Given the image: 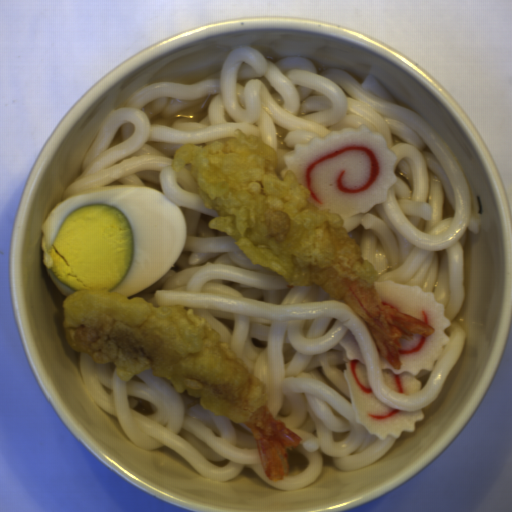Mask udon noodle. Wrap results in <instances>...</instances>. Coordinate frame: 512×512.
Masks as SVG:
<instances>
[{
  "label": "udon noodle",
  "mask_w": 512,
  "mask_h": 512,
  "mask_svg": "<svg viewBox=\"0 0 512 512\" xmlns=\"http://www.w3.org/2000/svg\"><path fill=\"white\" fill-rule=\"evenodd\" d=\"M369 125L397 153L398 183L388 200L344 222L378 282L420 286L444 304L451 340L433 371H421L420 392L400 395L384 385L377 349L365 324L318 284L287 287L253 265L224 233L208 227L207 209L185 166L174 171L179 146L201 145L242 129L284 155L299 143L346 127ZM107 185L155 188L186 220L176 261L147 289L129 297L193 309L265 384L273 418L301 437L290 449L289 475L268 479L256 440L243 423L204 410L187 389L143 371L129 381L113 362L81 353L83 382L95 405L115 417L137 449L169 447L210 481L245 468L280 489H303L325 462L356 470L380 461L397 442L380 439L354 418L343 346L352 331L383 404L422 411L443 392L466 336L456 318L465 303V247L480 231L466 177L443 140L414 110L395 102L373 74L320 73L307 57L274 61L251 46L210 48L161 66L143 88L104 118L63 201Z\"/></svg>",
  "instance_id": "d5520da0"
}]
</instances>
